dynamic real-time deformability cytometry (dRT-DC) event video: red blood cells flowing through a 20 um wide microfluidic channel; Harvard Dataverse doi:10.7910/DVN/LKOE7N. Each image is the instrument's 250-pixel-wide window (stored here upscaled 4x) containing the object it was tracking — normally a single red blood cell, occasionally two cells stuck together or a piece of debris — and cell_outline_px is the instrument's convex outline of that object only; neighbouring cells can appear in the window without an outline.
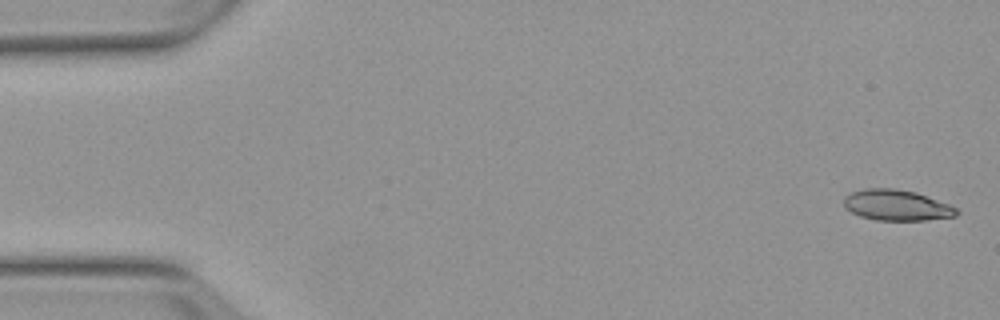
{"species": "Egyptian fruit bat (a non-hibernating species)", "species_latin": "Rousettus aegyptiacus", "temperature_condition": "warm", "stored_images_in_passage": 5, "camera_frame_rate_fps": 3000, "um_per_image_px": 0.085, "animal": {"sex": "female"}, "frame": {"image": 1, "passage_image": 1, "time_ms": 0.0, "image_size_px": [1000, 320], "cell_outline_px": [[960, 212], [956, 216], [924, 220], [876, 220], [860, 216], [844, 208], [844, 196], [852, 192], [864, 188], [892, 188], [916, 192], [948, 204], [956, 208]], "centroid_in_image_um": [76.19, 17.44], "position_along_channel_um": 8.8, "area_um2": 20.17}}
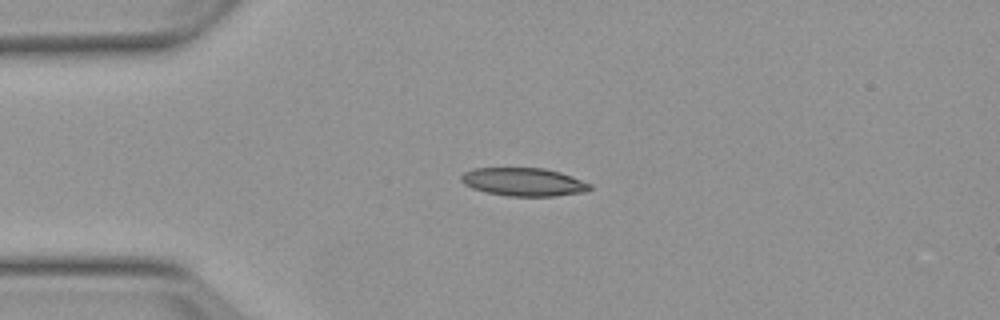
{"frame": {"image": 2, "passage_image": 4, "time_ms": 3.667, "image_size_px": [1000, 320], "cell_outline_px": [[592, 188], [588, 192], [556, 196], [508, 196], [488, 192], [472, 188], [464, 184], [460, 180], [460, 176], [464, 172], [472, 168], [544, 168], [560, 172], [572, 176], [592, 184]], "centroid_in_image_um": [44.54, 15.46], "position_along_channel_um": 40.5, "area_um2": 21.33}}